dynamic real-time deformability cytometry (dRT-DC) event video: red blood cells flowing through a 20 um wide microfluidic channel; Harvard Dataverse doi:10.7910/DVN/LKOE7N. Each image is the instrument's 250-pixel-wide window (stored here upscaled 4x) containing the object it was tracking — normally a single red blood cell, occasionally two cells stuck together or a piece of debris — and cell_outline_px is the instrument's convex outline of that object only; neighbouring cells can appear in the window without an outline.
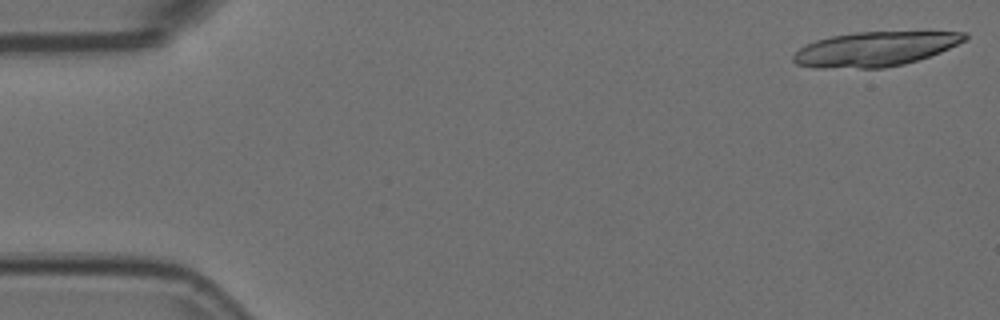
{"species": "Egyptian fruit bat (a non-hibernating species)", "species_latin": "Rousettus aegyptiacus", "temperature_condition": "room temperature", "stored_images_in_passage": 5, "camera_frame_rate_fps": 3000, "um_per_image_px": 0.085, "animal": {"sex": "female"}, "frame": {"image": 1, "passage_image": 1, "time_ms": 0.0, "image_size_px": [1000, 320], "cell_outline_px": [[968, 40], [940, 52], [904, 64], [884, 68], [812, 68], [796, 64], [792, 60], [792, 56], [800, 48], [816, 40], [832, 36], [856, 32], [968, 32]], "centroid_in_image_um": [74.37, 4.17], "position_along_channel_um": 10.6, "area_um2": 34.45}}
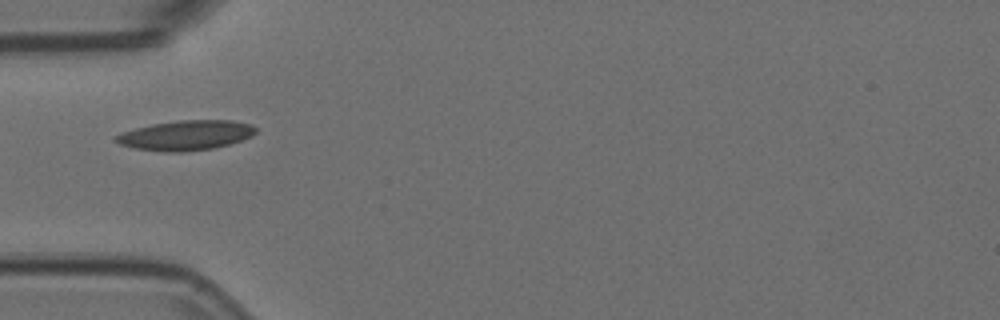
{"frame": {"image": 2, "passage_image": 5, "time_ms": 1.333, "image_size_px": [1000, 320], "cell_outline_px": [[256, 132], [252, 136], [228, 144], [212, 148], [180, 152], [164, 152], [136, 148], [120, 144], [112, 140], [120, 132], [152, 124], [180, 120], [232, 120], [252, 124], [256, 128]], "centroid_in_image_um": [15.79, 11.49], "position_along_channel_um": 69.2, "area_um2": 24.22}}